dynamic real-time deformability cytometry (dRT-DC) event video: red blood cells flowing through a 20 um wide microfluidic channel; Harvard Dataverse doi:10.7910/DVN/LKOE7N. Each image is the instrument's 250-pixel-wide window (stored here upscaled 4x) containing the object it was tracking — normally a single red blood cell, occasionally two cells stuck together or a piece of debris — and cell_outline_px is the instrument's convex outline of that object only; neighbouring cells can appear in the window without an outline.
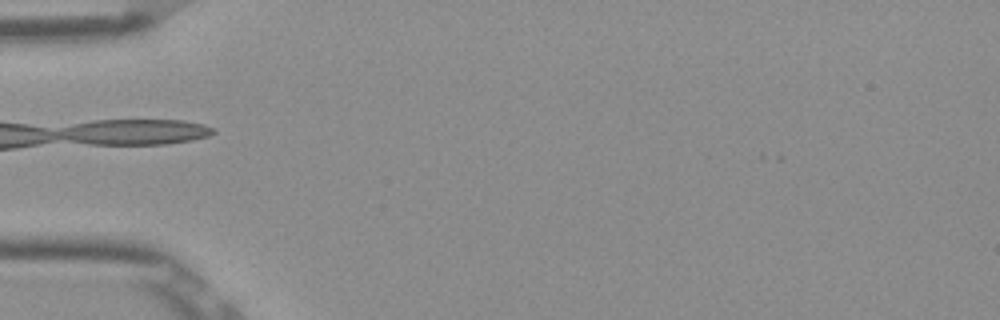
{"species": "Egyptian fruit bat (a non-hibernating species)", "species_latin": "Rousettus aegyptiacus", "temperature_condition": "room temperature", "stored_images_in_passage": 22, "camera_frame_rate_fps": 3000, "um_per_image_px": 0.085, "frame": {"image": 1, "passage_image": 1, "time_ms": 0.0, "image_size_px": [1000, 320], "cell_outline_px": [[176, 140], [144, 144], [108, 144], [84, 140], [92, 124], [116, 120], [156, 120]], "centroid_in_image_um": [10.92, 11.26], "position_along_channel_um": 74.1, "area_um2": 12.66}}
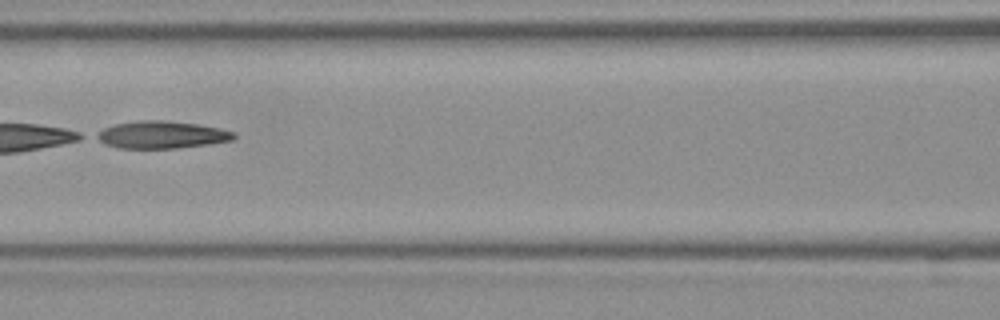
{"frame": {"image": 2, "passage_image": 7, "time_ms": 2.0, "image_size_px": [1000, 320], "cell_outline_px": [[232, 136], [220, 140], [192, 144], [156, 148], [140, 148], [120, 144], [108, 140], [104, 136], [108, 132], [116, 128], [132, 124], [184, 124], [208, 128], [224, 132]], "centroid_in_image_um": [13.87, 11.5], "position_along_channel_um": 152.7, "area_um2": 16.01}}
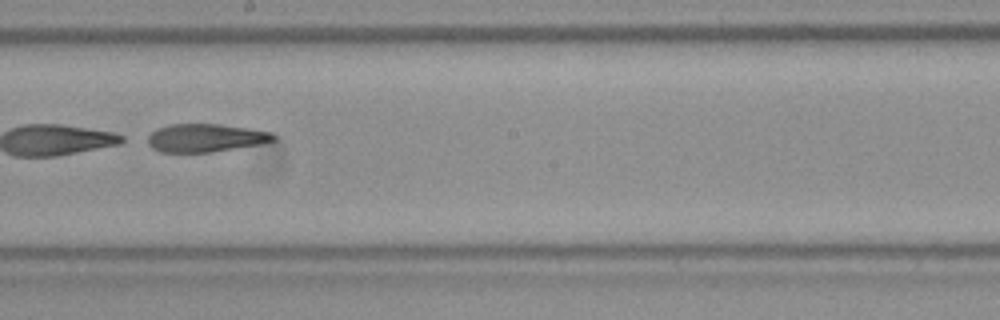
{"frame": {"image": 3, "passage_image": 13, "time_ms": 4.0, "image_size_px": [1000, 320], "cell_outline_px": [[272, 136], [268, 140], [220, 148], [184, 148], [180, 128], [228, 128], [260, 132]], "centroid_in_image_um": [18.65, 11.69], "position_along_channel_um": 229.5, "area_um2": 10.35}}